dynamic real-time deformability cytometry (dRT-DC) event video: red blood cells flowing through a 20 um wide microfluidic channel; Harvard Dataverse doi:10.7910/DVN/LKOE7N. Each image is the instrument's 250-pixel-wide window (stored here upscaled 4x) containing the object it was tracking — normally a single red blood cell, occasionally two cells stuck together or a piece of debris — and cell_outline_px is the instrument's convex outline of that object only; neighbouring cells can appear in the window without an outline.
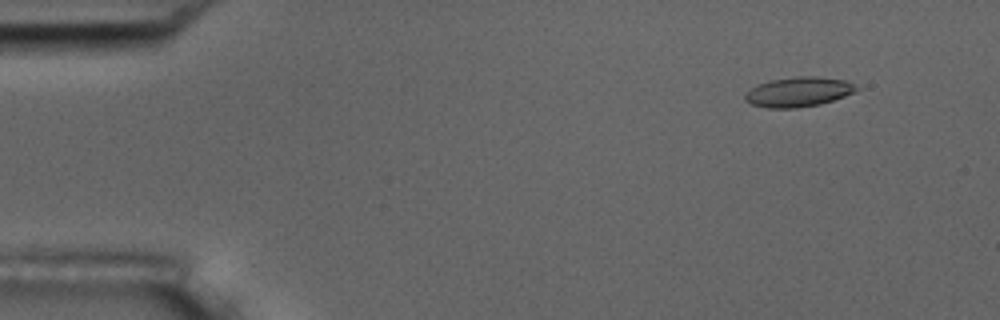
{"species": "common noctule bat (a hibernating species)", "species_latin": "Nyctalus noctula", "temperature_condition": "room temperature", "stored_images_in_passage": 5, "camera_frame_rate_fps": 3000, "um_per_image_px": 0.085, "animal": {"sex": "male", "body_mass_g": 17.5, "forearm_length_mm": 52.3}, "frame": {"image": 1, "passage_image": 2, "time_ms": 1.0, "image_size_px": [1000, 320], "cell_outline_px": [[860, 88], [844, 96], [820, 104], [796, 108], [768, 108], [752, 104], [744, 100], [744, 96], [756, 84], [772, 80], [796, 76], [816, 76], [844, 80], [856, 84]], "centroid_in_image_um": [67.87, 7.8], "position_along_channel_um": 17.1, "area_um2": 19.19}}
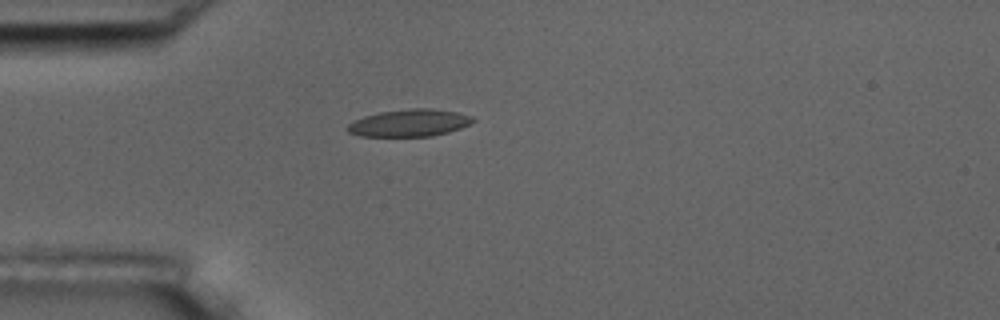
{"frame": {"image": 2, "passage_image": 4, "time_ms": 4.333, "image_size_px": [1000, 320], "cell_outline_px": [[476, 120], [460, 128], [448, 132], [432, 136], [360, 136], [348, 132], [348, 124], [364, 116], [380, 112], [412, 108], [432, 108], [456, 112], [472, 116]], "centroid_in_image_um": [34.81, 10.44], "position_along_channel_um": 50.2, "area_um2": 19.71}}